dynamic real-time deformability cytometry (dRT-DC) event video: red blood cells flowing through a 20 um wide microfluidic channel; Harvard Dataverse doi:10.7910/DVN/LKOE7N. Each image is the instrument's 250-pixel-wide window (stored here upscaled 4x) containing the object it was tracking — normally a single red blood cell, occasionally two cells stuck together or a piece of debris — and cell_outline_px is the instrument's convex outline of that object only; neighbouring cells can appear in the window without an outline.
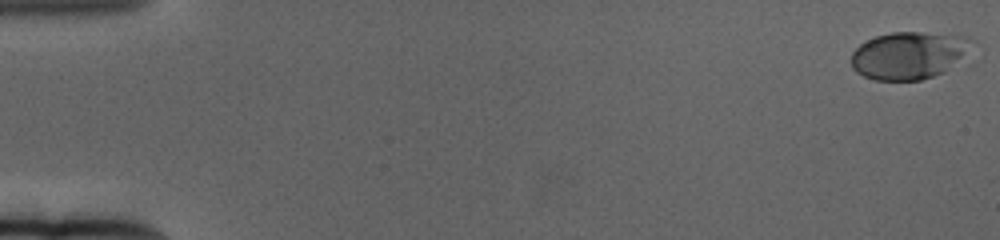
{"species": "human", "species_latin": "Homo sapiens", "temperature_condition": "cold", "stored_images_in_passage": 17, "camera_frame_rate_fps": 3000, "um_per_image_px": 0.085, "donor": {"sex": "female"}, "frame": {"image": 1, "passage_image": 1, "time_ms": 0.0, "image_size_px": [1000, 240], "cell_outline_px": [[976, 40], [944, 72], [920, 80], [872, 80], [856, 72], [852, 68], [852, 52], [860, 44], [876, 36], [892, 32], [920, 32], [968, 36]], "centroid_in_image_um": [77.2, 4.69], "position_along_channel_um": 7.8, "area_um2": 32.89}}
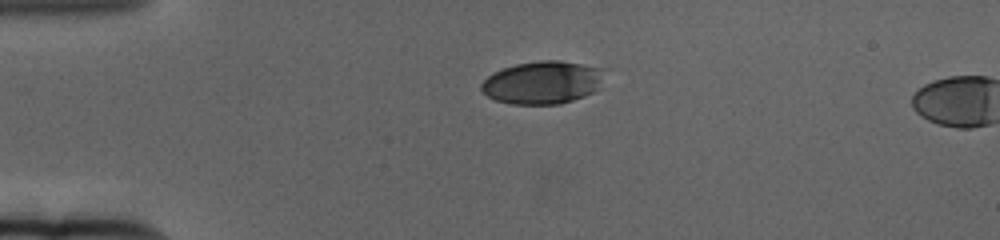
{"frame": {"image": 2, "passage_image": 15, "time_ms": 4.667, "image_size_px": [1000, 240], "cell_outline_px": [[600, 88], [584, 96], [560, 104], [512, 104], [496, 100], [488, 96], [480, 88], [480, 84], [492, 72], [516, 64], [540, 60], [560, 60], [600, 68]], "centroid_in_image_um": [46.06, 7.02], "position_along_channel_um": 38.9, "area_um2": 30.35}}